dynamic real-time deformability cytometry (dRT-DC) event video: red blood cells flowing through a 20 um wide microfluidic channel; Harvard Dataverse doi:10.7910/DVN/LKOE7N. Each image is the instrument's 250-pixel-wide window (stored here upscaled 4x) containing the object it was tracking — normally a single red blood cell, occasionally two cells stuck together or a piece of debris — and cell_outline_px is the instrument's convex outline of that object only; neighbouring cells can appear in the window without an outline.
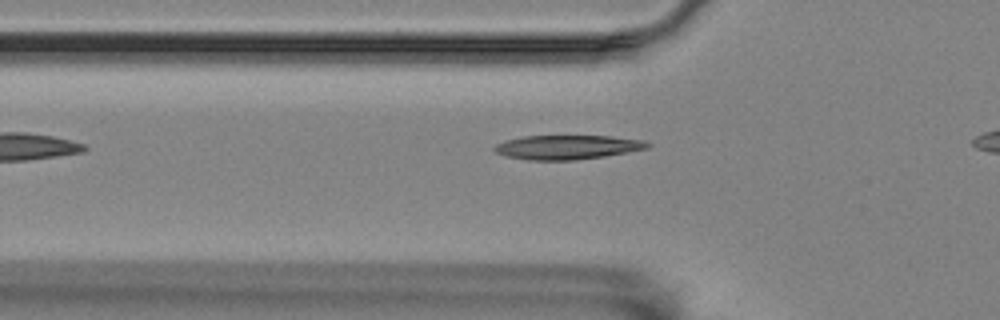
{"species": "Egyptian fruit bat (a non-hibernating species)", "species_latin": "Rousettus aegyptiacus", "temperature_condition": "room temperature", "stored_images_in_passage": 30, "camera_frame_rate_fps": 3000, "um_per_image_px": 0.085, "animal": {"sex": "female"}, "frame": {"image": 1, "passage_image": 2, "time_ms": 0.333, "image_size_px": [1000, 320], "cell_outline_px": [[652, 144], [648, 148], [628, 152], [604, 156], [572, 160], [528, 160], [504, 156], [496, 152], [492, 148], [496, 144], [504, 140], [524, 136], [612, 136], [644, 140]], "centroid_in_image_um": [48.2, 12.51], "position_along_channel_um": 77.6, "area_um2": 21.68}}
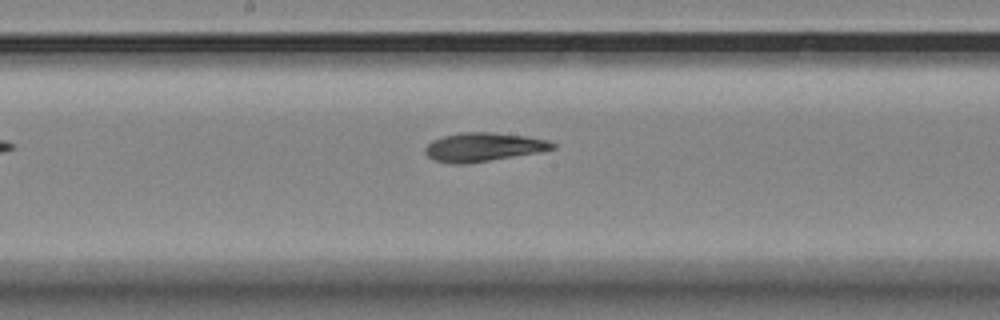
{"frame": {"image": 2, "passage_image": 13, "time_ms": 4.0, "image_size_px": [1000, 320], "cell_outline_px": [[556, 148], [540, 152], [464, 164], [452, 164], [436, 160], [428, 156], [424, 152], [424, 148], [432, 140], [440, 136], [460, 132], [488, 132], [528, 136], [548, 140], [556, 144]], "centroid_in_image_um": [41.08, 12.49], "position_along_channel_um": 207.1, "area_um2": 21.39}}
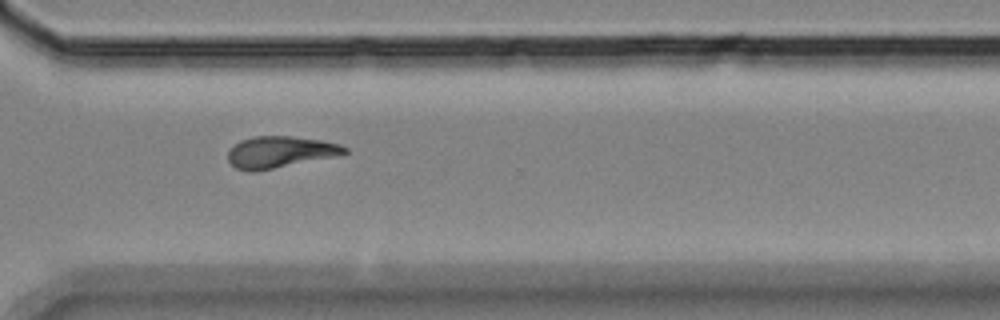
{"frame": {"image": 3, "passage_image": 25, "time_ms": 8.0, "image_size_px": [1000, 320], "cell_outline_px": [[348, 152], [336, 156], [252, 172], [248, 172], [236, 168], [228, 160], [228, 152], [240, 140], [252, 136], [292, 136], [320, 140], [340, 144], [348, 148]], "centroid_in_image_um": [23.8, 12.91], "position_along_channel_um": 346.8, "area_um2": 21.27}}